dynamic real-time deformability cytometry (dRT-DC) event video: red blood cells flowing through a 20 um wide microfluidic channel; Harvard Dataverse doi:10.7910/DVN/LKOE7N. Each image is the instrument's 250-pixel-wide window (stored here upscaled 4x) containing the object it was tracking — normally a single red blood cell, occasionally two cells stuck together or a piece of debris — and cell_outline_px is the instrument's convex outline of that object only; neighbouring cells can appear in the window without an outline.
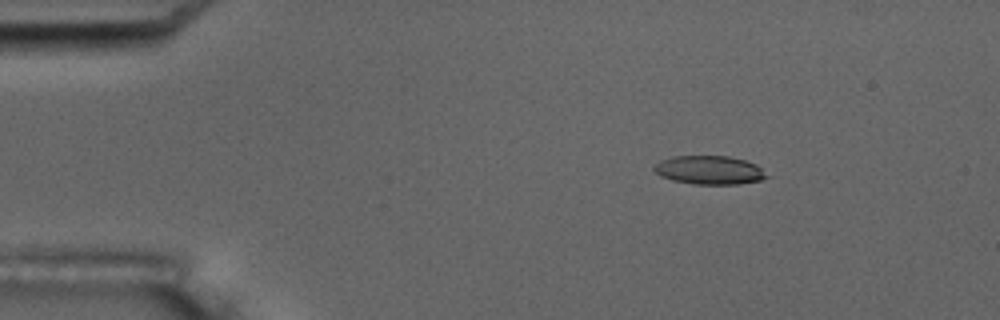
{"species": "common noctule bat (a hibernating species)", "species_latin": "Nyctalus noctula", "temperature_condition": "room temperature", "stored_images_in_passage": 6, "camera_frame_rate_fps": 3000, "um_per_image_px": 0.085, "animal": {"sex": "male", "body_mass_g": 17.5, "forearm_length_mm": 52.3}, "frame": {"image": 1, "passage_image": 2, "time_ms": 2.0, "image_size_px": [1000, 320], "cell_outline_px": [[768, 176], [760, 180], [740, 184], [692, 184], [672, 180], [660, 176], [652, 168], [660, 160], [672, 156], [728, 156], [744, 160], [756, 164]], "centroid_in_image_um": [60.26, 14.45], "position_along_channel_um": 24.7, "area_um2": 18.73}}
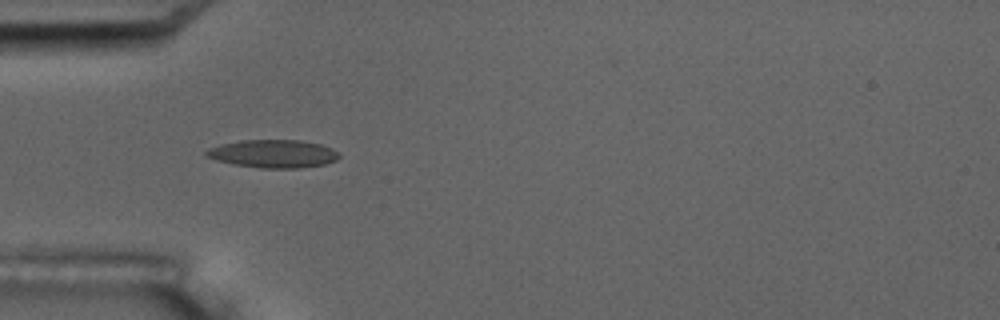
{"frame": {"image": 2, "passage_image": 4, "time_ms": 5.0, "image_size_px": [1000, 320], "cell_outline_px": [[340, 156], [336, 160], [324, 164], [300, 168], [260, 168], [236, 164], [216, 160], [204, 156], [204, 152], [208, 148], [220, 144], [240, 140], [300, 140], [320, 144], [332, 148]], "centroid_in_image_um": [23.19, 13.06], "position_along_channel_um": 61.8, "area_um2": 21.68}}